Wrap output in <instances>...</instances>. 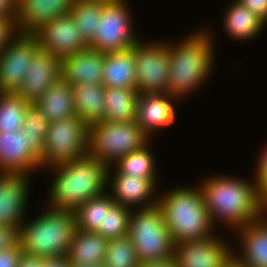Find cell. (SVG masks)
<instances>
[{
    "label": "cell",
    "mask_w": 267,
    "mask_h": 267,
    "mask_svg": "<svg viewBox=\"0 0 267 267\" xmlns=\"http://www.w3.org/2000/svg\"><path fill=\"white\" fill-rule=\"evenodd\" d=\"M199 25L192 31L188 30V33L179 39L170 40L166 37L169 45L167 93L181 103H186L192 95L199 93L202 87L205 88L217 71L216 34L218 33L211 27L212 23Z\"/></svg>",
    "instance_id": "1"
},
{
    "label": "cell",
    "mask_w": 267,
    "mask_h": 267,
    "mask_svg": "<svg viewBox=\"0 0 267 267\" xmlns=\"http://www.w3.org/2000/svg\"><path fill=\"white\" fill-rule=\"evenodd\" d=\"M199 178L196 183L202 190L205 206L218 231L232 233L257 220V182L251 174L247 178L213 171Z\"/></svg>",
    "instance_id": "2"
},
{
    "label": "cell",
    "mask_w": 267,
    "mask_h": 267,
    "mask_svg": "<svg viewBox=\"0 0 267 267\" xmlns=\"http://www.w3.org/2000/svg\"><path fill=\"white\" fill-rule=\"evenodd\" d=\"M109 167L90 155L43 170L51 177L43 197L49 208L75 211L87 200L107 191ZM51 180V181H50Z\"/></svg>",
    "instance_id": "3"
},
{
    "label": "cell",
    "mask_w": 267,
    "mask_h": 267,
    "mask_svg": "<svg viewBox=\"0 0 267 267\" xmlns=\"http://www.w3.org/2000/svg\"><path fill=\"white\" fill-rule=\"evenodd\" d=\"M178 185L173 184L170 189V186H163L157 202L174 245L208 238L218 232L211 221L198 184L193 181L191 185Z\"/></svg>",
    "instance_id": "4"
},
{
    "label": "cell",
    "mask_w": 267,
    "mask_h": 267,
    "mask_svg": "<svg viewBox=\"0 0 267 267\" xmlns=\"http://www.w3.org/2000/svg\"><path fill=\"white\" fill-rule=\"evenodd\" d=\"M38 210L35 216L29 213L18 229L22 254L40 258L67 255L77 230L75 212L49 208L43 203Z\"/></svg>",
    "instance_id": "5"
},
{
    "label": "cell",
    "mask_w": 267,
    "mask_h": 267,
    "mask_svg": "<svg viewBox=\"0 0 267 267\" xmlns=\"http://www.w3.org/2000/svg\"><path fill=\"white\" fill-rule=\"evenodd\" d=\"M132 6V0L104 1L94 41L89 48L103 53L131 49L143 37L136 26Z\"/></svg>",
    "instance_id": "6"
},
{
    "label": "cell",
    "mask_w": 267,
    "mask_h": 267,
    "mask_svg": "<svg viewBox=\"0 0 267 267\" xmlns=\"http://www.w3.org/2000/svg\"><path fill=\"white\" fill-rule=\"evenodd\" d=\"M149 141L136 120L102 121L89 126L88 155L111 167L121 157L140 149Z\"/></svg>",
    "instance_id": "7"
},
{
    "label": "cell",
    "mask_w": 267,
    "mask_h": 267,
    "mask_svg": "<svg viewBox=\"0 0 267 267\" xmlns=\"http://www.w3.org/2000/svg\"><path fill=\"white\" fill-rule=\"evenodd\" d=\"M127 235L135 247L139 262L173 255L175 245L158 203L132 209Z\"/></svg>",
    "instance_id": "8"
},
{
    "label": "cell",
    "mask_w": 267,
    "mask_h": 267,
    "mask_svg": "<svg viewBox=\"0 0 267 267\" xmlns=\"http://www.w3.org/2000/svg\"><path fill=\"white\" fill-rule=\"evenodd\" d=\"M89 126L76 115L49 124L43 152L42 170L88 155Z\"/></svg>",
    "instance_id": "9"
},
{
    "label": "cell",
    "mask_w": 267,
    "mask_h": 267,
    "mask_svg": "<svg viewBox=\"0 0 267 267\" xmlns=\"http://www.w3.org/2000/svg\"><path fill=\"white\" fill-rule=\"evenodd\" d=\"M141 38L134 45L139 93H167L169 80L168 39Z\"/></svg>",
    "instance_id": "10"
},
{
    "label": "cell",
    "mask_w": 267,
    "mask_h": 267,
    "mask_svg": "<svg viewBox=\"0 0 267 267\" xmlns=\"http://www.w3.org/2000/svg\"><path fill=\"white\" fill-rule=\"evenodd\" d=\"M228 235L218 231L208 238L176 244L173 250L176 266L224 267L233 256L232 236Z\"/></svg>",
    "instance_id": "11"
},
{
    "label": "cell",
    "mask_w": 267,
    "mask_h": 267,
    "mask_svg": "<svg viewBox=\"0 0 267 267\" xmlns=\"http://www.w3.org/2000/svg\"><path fill=\"white\" fill-rule=\"evenodd\" d=\"M40 50L33 34L18 33L0 53V93H16Z\"/></svg>",
    "instance_id": "12"
},
{
    "label": "cell",
    "mask_w": 267,
    "mask_h": 267,
    "mask_svg": "<svg viewBox=\"0 0 267 267\" xmlns=\"http://www.w3.org/2000/svg\"><path fill=\"white\" fill-rule=\"evenodd\" d=\"M34 178L19 173H0V226L21 227L31 209Z\"/></svg>",
    "instance_id": "13"
},
{
    "label": "cell",
    "mask_w": 267,
    "mask_h": 267,
    "mask_svg": "<svg viewBox=\"0 0 267 267\" xmlns=\"http://www.w3.org/2000/svg\"><path fill=\"white\" fill-rule=\"evenodd\" d=\"M182 103L168 93H140L137 99L136 122L143 132L156 140V136L177 124V112Z\"/></svg>",
    "instance_id": "14"
},
{
    "label": "cell",
    "mask_w": 267,
    "mask_h": 267,
    "mask_svg": "<svg viewBox=\"0 0 267 267\" xmlns=\"http://www.w3.org/2000/svg\"><path fill=\"white\" fill-rule=\"evenodd\" d=\"M33 35L38 39L41 50L53 54L60 60L89 47L75 27L70 13L43 24Z\"/></svg>",
    "instance_id": "15"
},
{
    "label": "cell",
    "mask_w": 267,
    "mask_h": 267,
    "mask_svg": "<svg viewBox=\"0 0 267 267\" xmlns=\"http://www.w3.org/2000/svg\"><path fill=\"white\" fill-rule=\"evenodd\" d=\"M40 172L43 173L40 155L30 146L25 133L21 130L0 132V173L36 178Z\"/></svg>",
    "instance_id": "16"
},
{
    "label": "cell",
    "mask_w": 267,
    "mask_h": 267,
    "mask_svg": "<svg viewBox=\"0 0 267 267\" xmlns=\"http://www.w3.org/2000/svg\"><path fill=\"white\" fill-rule=\"evenodd\" d=\"M161 186L160 179L108 175L107 191L115 203L138 209L157 204Z\"/></svg>",
    "instance_id": "17"
},
{
    "label": "cell",
    "mask_w": 267,
    "mask_h": 267,
    "mask_svg": "<svg viewBox=\"0 0 267 267\" xmlns=\"http://www.w3.org/2000/svg\"><path fill=\"white\" fill-rule=\"evenodd\" d=\"M61 78V60L53 54L39 50L16 92L25 101L35 103L46 90Z\"/></svg>",
    "instance_id": "18"
},
{
    "label": "cell",
    "mask_w": 267,
    "mask_h": 267,
    "mask_svg": "<svg viewBox=\"0 0 267 267\" xmlns=\"http://www.w3.org/2000/svg\"><path fill=\"white\" fill-rule=\"evenodd\" d=\"M221 12L222 32L235 43H252L266 30L267 24L237 0H229Z\"/></svg>",
    "instance_id": "19"
},
{
    "label": "cell",
    "mask_w": 267,
    "mask_h": 267,
    "mask_svg": "<svg viewBox=\"0 0 267 267\" xmlns=\"http://www.w3.org/2000/svg\"><path fill=\"white\" fill-rule=\"evenodd\" d=\"M230 235L235 241L233 256L238 261L248 267H267V228L262 223L252 221Z\"/></svg>",
    "instance_id": "20"
},
{
    "label": "cell",
    "mask_w": 267,
    "mask_h": 267,
    "mask_svg": "<svg viewBox=\"0 0 267 267\" xmlns=\"http://www.w3.org/2000/svg\"><path fill=\"white\" fill-rule=\"evenodd\" d=\"M74 0H17L16 26L20 34H33L43 24L70 13Z\"/></svg>",
    "instance_id": "21"
},
{
    "label": "cell",
    "mask_w": 267,
    "mask_h": 267,
    "mask_svg": "<svg viewBox=\"0 0 267 267\" xmlns=\"http://www.w3.org/2000/svg\"><path fill=\"white\" fill-rule=\"evenodd\" d=\"M104 53L87 48L61 60V77L71 85L102 84Z\"/></svg>",
    "instance_id": "22"
},
{
    "label": "cell",
    "mask_w": 267,
    "mask_h": 267,
    "mask_svg": "<svg viewBox=\"0 0 267 267\" xmlns=\"http://www.w3.org/2000/svg\"><path fill=\"white\" fill-rule=\"evenodd\" d=\"M134 46L131 49L104 53L102 85L105 88L137 89Z\"/></svg>",
    "instance_id": "23"
},
{
    "label": "cell",
    "mask_w": 267,
    "mask_h": 267,
    "mask_svg": "<svg viewBox=\"0 0 267 267\" xmlns=\"http://www.w3.org/2000/svg\"><path fill=\"white\" fill-rule=\"evenodd\" d=\"M152 142L154 143L155 141L150 140L140 149L121 157L115 164L109 167L108 175H128L140 178L161 179V172L158 170L160 164L157 163L159 158L156 157L158 155H155V145Z\"/></svg>",
    "instance_id": "24"
},
{
    "label": "cell",
    "mask_w": 267,
    "mask_h": 267,
    "mask_svg": "<svg viewBox=\"0 0 267 267\" xmlns=\"http://www.w3.org/2000/svg\"><path fill=\"white\" fill-rule=\"evenodd\" d=\"M35 104L40 107L50 123L75 116L73 85L61 77L44 92Z\"/></svg>",
    "instance_id": "25"
},
{
    "label": "cell",
    "mask_w": 267,
    "mask_h": 267,
    "mask_svg": "<svg viewBox=\"0 0 267 267\" xmlns=\"http://www.w3.org/2000/svg\"><path fill=\"white\" fill-rule=\"evenodd\" d=\"M104 92L105 87L102 84H79L73 86L75 114L88 126L103 121Z\"/></svg>",
    "instance_id": "26"
},
{
    "label": "cell",
    "mask_w": 267,
    "mask_h": 267,
    "mask_svg": "<svg viewBox=\"0 0 267 267\" xmlns=\"http://www.w3.org/2000/svg\"><path fill=\"white\" fill-rule=\"evenodd\" d=\"M108 239L101 234L76 230L67 254L71 264L104 263Z\"/></svg>",
    "instance_id": "27"
},
{
    "label": "cell",
    "mask_w": 267,
    "mask_h": 267,
    "mask_svg": "<svg viewBox=\"0 0 267 267\" xmlns=\"http://www.w3.org/2000/svg\"><path fill=\"white\" fill-rule=\"evenodd\" d=\"M137 89L105 88L104 118L105 122H130L136 119Z\"/></svg>",
    "instance_id": "28"
},
{
    "label": "cell",
    "mask_w": 267,
    "mask_h": 267,
    "mask_svg": "<svg viewBox=\"0 0 267 267\" xmlns=\"http://www.w3.org/2000/svg\"><path fill=\"white\" fill-rule=\"evenodd\" d=\"M104 6L102 0H74L70 10L75 27L90 46L94 41L99 18Z\"/></svg>",
    "instance_id": "29"
},
{
    "label": "cell",
    "mask_w": 267,
    "mask_h": 267,
    "mask_svg": "<svg viewBox=\"0 0 267 267\" xmlns=\"http://www.w3.org/2000/svg\"><path fill=\"white\" fill-rule=\"evenodd\" d=\"M131 212L132 209L115 203L108 191L104 192L103 226L96 233L108 240L127 235Z\"/></svg>",
    "instance_id": "30"
},
{
    "label": "cell",
    "mask_w": 267,
    "mask_h": 267,
    "mask_svg": "<svg viewBox=\"0 0 267 267\" xmlns=\"http://www.w3.org/2000/svg\"><path fill=\"white\" fill-rule=\"evenodd\" d=\"M29 105L17 93H0V132L21 130Z\"/></svg>",
    "instance_id": "31"
},
{
    "label": "cell",
    "mask_w": 267,
    "mask_h": 267,
    "mask_svg": "<svg viewBox=\"0 0 267 267\" xmlns=\"http://www.w3.org/2000/svg\"><path fill=\"white\" fill-rule=\"evenodd\" d=\"M50 122L43 111L35 103H30L24 118L21 131L25 133L30 146L41 155L43 152L45 136Z\"/></svg>",
    "instance_id": "32"
},
{
    "label": "cell",
    "mask_w": 267,
    "mask_h": 267,
    "mask_svg": "<svg viewBox=\"0 0 267 267\" xmlns=\"http://www.w3.org/2000/svg\"><path fill=\"white\" fill-rule=\"evenodd\" d=\"M139 259L128 235L108 241L104 267H138Z\"/></svg>",
    "instance_id": "33"
},
{
    "label": "cell",
    "mask_w": 267,
    "mask_h": 267,
    "mask_svg": "<svg viewBox=\"0 0 267 267\" xmlns=\"http://www.w3.org/2000/svg\"><path fill=\"white\" fill-rule=\"evenodd\" d=\"M74 212L78 230L96 233L103 226L104 193L87 200Z\"/></svg>",
    "instance_id": "34"
},
{
    "label": "cell",
    "mask_w": 267,
    "mask_h": 267,
    "mask_svg": "<svg viewBox=\"0 0 267 267\" xmlns=\"http://www.w3.org/2000/svg\"><path fill=\"white\" fill-rule=\"evenodd\" d=\"M261 145L259 150H256L253 168L249 172L251 171L250 173L257 182L258 200L267 201V138Z\"/></svg>",
    "instance_id": "35"
},
{
    "label": "cell",
    "mask_w": 267,
    "mask_h": 267,
    "mask_svg": "<svg viewBox=\"0 0 267 267\" xmlns=\"http://www.w3.org/2000/svg\"><path fill=\"white\" fill-rule=\"evenodd\" d=\"M18 33L16 18L0 17V53Z\"/></svg>",
    "instance_id": "36"
},
{
    "label": "cell",
    "mask_w": 267,
    "mask_h": 267,
    "mask_svg": "<svg viewBox=\"0 0 267 267\" xmlns=\"http://www.w3.org/2000/svg\"><path fill=\"white\" fill-rule=\"evenodd\" d=\"M22 251L17 243L14 247L0 252V267H17Z\"/></svg>",
    "instance_id": "37"
},
{
    "label": "cell",
    "mask_w": 267,
    "mask_h": 267,
    "mask_svg": "<svg viewBox=\"0 0 267 267\" xmlns=\"http://www.w3.org/2000/svg\"><path fill=\"white\" fill-rule=\"evenodd\" d=\"M18 243V229L9 226H0V252L14 247Z\"/></svg>",
    "instance_id": "38"
},
{
    "label": "cell",
    "mask_w": 267,
    "mask_h": 267,
    "mask_svg": "<svg viewBox=\"0 0 267 267\" xmlns=\"http://www.w3.org/2000/svg\"><path fill=\"white\" fill-rule=\"evenodd\" d=\"M267 24V0H237Z\"/></svg>",
    "instance_id": "39"
},
{
    "label": "cell",
    "mask_w": 267,
    "mask_h": 267,
    "mask_svg": "<svg viewBox=\"0 0 267 267\" xmlns=\"http://www.w3.org/2000/svg\"><path fill=\"white\" fill-rule=\"evenodd\" d=\"M138 267H177L176 260L173 255L160 259H153L140 262Z\"/></svg>",
    "instance_id": "40"
},
{
    "label": "cell",
    "mask_w": 267,
    "mask_h": 267,
    "mask_svg": "<svg viewBox=\"0 0 267 267\" xmlns=\"http://www.w3.org/2000/svg\"><path fill=\"white\" fill-rule=\"evenodd\" d=\"M17 0H0V17L16 18Z\"/></svg>",
    "instance_id": "41"
},
{
    "label": "cell",
    "mask_w": 267,
    "mask_h": 267,
    "mask_svg": "<svg viewBox=\"0 0 267 267\" xmlns=\"http://www.w3.org/2000/svg\"><path fill=\"white\" fill-rule=\"evenodd\" d=\"M42 267H71V263L67 255L50 256L43 258Z\"/></svg>",
    "instance_id": "42"
},
{
    "label": "cell",
    "mask_w": 267,
    "mask_h": 267,
    "mask_svg": "<svg viewBox=\"0 0 267 267\" xmlns=\"http://www.w3.org/2000/svg\"><path fill=\"white\" fill-rule=\"evenodd\" d=\"M43 258L22 254L17 267H42Z\"/></svg>",
    "instance_id": "43"
},
{
    "label": "cell",
    "mask_w": 267,
    "mask_h": 267,
    "mask_svg": "<svg viewBox=\"0 0 267 267\" xmlns=\"http://www.w3.org/2000/svg\"><path fill=\"white\" fill-rule=\"evenodd\" d=\"M257 220L267 228V201H259Z\"/></svg>",
    "instance_id": "44"
},
{
    "label": "cell",
    "mask_w": 267,
    "mask_h": 267,
    "mask_svg": "<svg viewBox=\"0 0 267 267\" xmlns=\"http://www.w3.org/2000/svg\"><path fill=\"white\" fill-rule=\"evenodd\" d=\"M224 267H248L247 265L238 261L234 256L225 264Z\"/></svg>",
    "instance_id": "45"
},
{
    "label": "cell",
    "mask_w": 267,
    "mask_h": 267,
    "mask_svg": "<svg viewBox=\"0 0 267 267\" xmlns=\"http://www.w3.org/2000/svg\"><path fill=\"white\" fill-rule=\"evenodd\" d=\"M71 267H104L103 263H95V264H71Z\"/></svg>",
    "instance_id": "46"
},
{
    "label": "cell",
    "mask_w": 267,
    "mask_h": 267,
    "mask_svg": "<svg viewBox=\"0 0 267 267\" xmlns=\"http://www.w3.org/2000/svg\"><path fill=\"white\" fill-rule=\"evenodd\" d=\"M102 1L109 2V1H122V0H102Z\"/></svg>",
    "instance_id": "47"
}]
</instances>
